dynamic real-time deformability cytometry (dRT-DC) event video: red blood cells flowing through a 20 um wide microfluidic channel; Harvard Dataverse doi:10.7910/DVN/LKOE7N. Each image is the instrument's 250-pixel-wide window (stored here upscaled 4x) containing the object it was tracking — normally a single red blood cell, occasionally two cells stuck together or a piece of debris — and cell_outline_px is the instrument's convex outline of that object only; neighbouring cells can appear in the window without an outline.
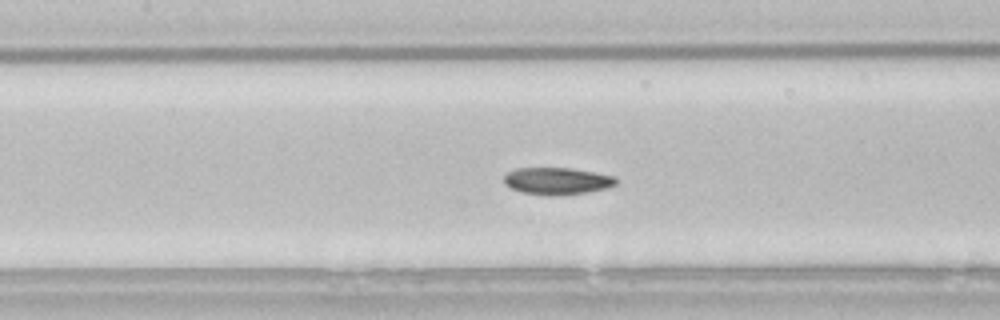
{"species": "common noctule bat (a hibernating species)", "species_latin": "Nyctalus noctula", "temperature_condition": "room temperature", "stored_images_in_passage": 54, "segment_of_instrument_passage": [1, 2], "camera_frame_rate_fps": 3000, "um_per_image_px": 0.085, "animal": {"sex": "male", "body_mass_g": 21.5, "forearm_length_mm": 52.0}, "frame": {"image": 1, "passage_image": 24, "time_ms": 7.667, "image_size_px": [1000, 320], "cell_outline_px": [[616, 184], [608, 188], [584, 192], [552, 196], [524, 192], [512, 188], [504, 184], [504, 176], [508, 172], [516, 168], [572, 168], [616, 176]], "centroid_in_image_um": [47.36, 15.37], "position_along_channel_um": 160.0, "area_um2": 17.51}}
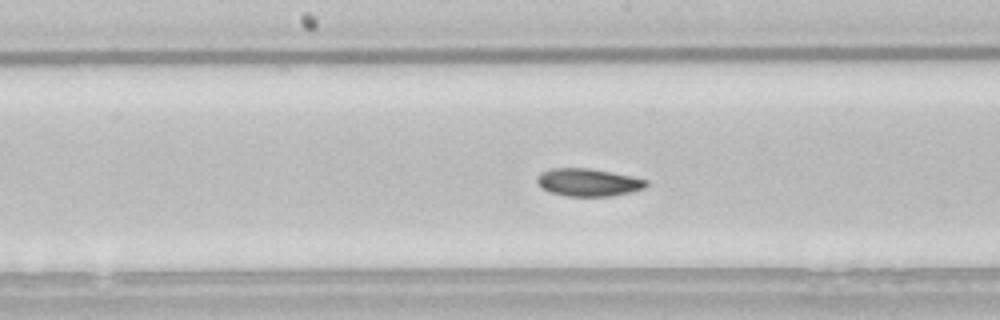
{"frame": {"image": 2, "passage_image": 27, "time_ms": 8.667, "image_size_px": [1000, 320], "cell_outline_px": [[648, 184], [644, 188], [612, 196], [568, 196], [548, 192], [536, 180], [536, 176], [540, 172], [552, 168], [588, 168], [632, 176], [648, 180]], "centroid_in_image_um": [49.98, 15.49], "position_along_channel_um": 198.2, "area_um2": 17.51}}
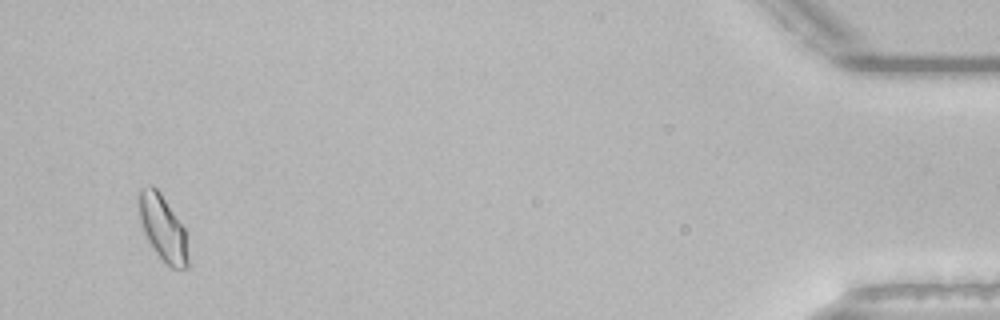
{"frame": {"image": 3, "passage_image": 51, "time_ms": 16.667, "image_size_px": [1000, 320], "cell_outline_px": [[188, 268], [172, 268], [156, 252], [148, 240], [144, 232], [140, 220], [140, 188], [152, 184], [160, 192], [184, 228], [188, 260]], "centroid_in_image_um": [13.85, 19.37], "position_along_channel_um": 421.4, "area_um2": 18.15}}